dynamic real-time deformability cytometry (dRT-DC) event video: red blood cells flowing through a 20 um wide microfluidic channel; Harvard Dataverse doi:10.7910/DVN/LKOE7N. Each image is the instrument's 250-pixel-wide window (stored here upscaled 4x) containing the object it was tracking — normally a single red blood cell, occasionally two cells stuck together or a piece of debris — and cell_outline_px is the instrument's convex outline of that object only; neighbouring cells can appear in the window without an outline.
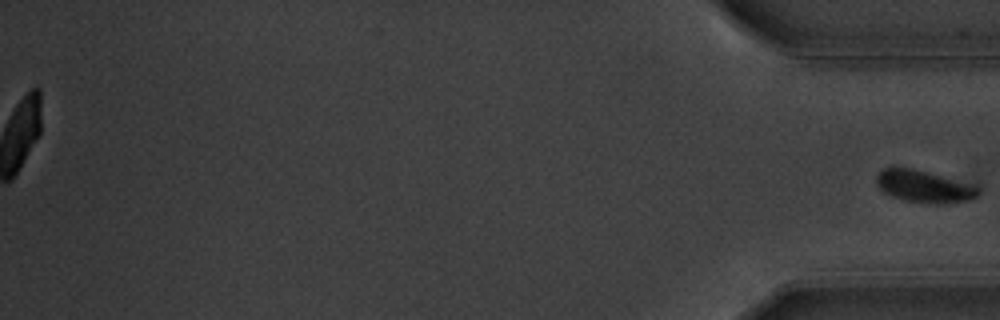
{"species": "common noctule bat (a hibernating species)", "species_latin": "Nyctalus noctula", "temperature_condition": "warm", "stored_images_in_passage": 58, "segment_of_instrument_passage": [2, 2], "camera_frame_rate_fps": 3000, "um_per_image_px": 0.085, "animal": {"sex": "male", "body_mass_g": 20.1, "forearm_length_mm": 53.5}, "frame": {"image": 1, "passage_image": 58, "time_ms": 19.0, "image_size_px": [1000, 320], "cell_outline_px": [[980, 196], [972, 200], [904, 200], [892, 196], [884, 192], [876, 184], [876, 176], [884, 168], [912, 168], [980, 188]], "centroid_in_image_um": [78.47, 15.8], "position_along_channel_um": 356.7, "area_um2": 17.57}}